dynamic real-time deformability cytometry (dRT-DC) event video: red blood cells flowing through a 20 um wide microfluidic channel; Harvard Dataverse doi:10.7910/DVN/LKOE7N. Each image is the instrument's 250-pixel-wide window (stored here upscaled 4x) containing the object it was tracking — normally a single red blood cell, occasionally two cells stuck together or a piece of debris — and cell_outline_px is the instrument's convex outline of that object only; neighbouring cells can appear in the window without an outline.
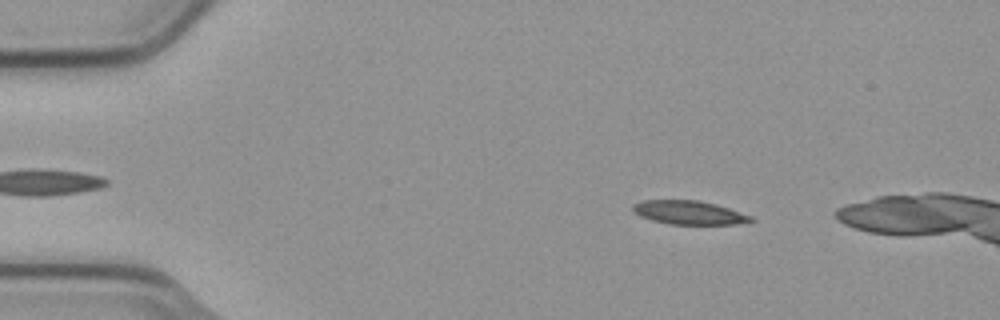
{"species": "common noctule bat (a hibernating species)", "species_latin": "Nyctalus noctula", "temperature_condition": "cold", "stored_images_in_passage": 5, "camera_frame_rate_fps": 3000, "um_per_image_px": 0.085, "animal": {"sex": "male", "body_mass_g": 23.1, "forearm_length_mm": 52.7}, "frame": {"image": 1, "passage_image": 2, "time_ms": 0.333, "image_size_px": [1000, 320], "cell_outline_px": [[756, 220], [736, 224], [668, 224], [652, 220], [640, 216], [632, 208], [632, 204], [644, 200], [700, 200], [716, 204], [752, 216]], "centroid_in_image_um": [58.57, 18.06], "position_along_channel_um": 26.4, "area_um2": 16.24}}